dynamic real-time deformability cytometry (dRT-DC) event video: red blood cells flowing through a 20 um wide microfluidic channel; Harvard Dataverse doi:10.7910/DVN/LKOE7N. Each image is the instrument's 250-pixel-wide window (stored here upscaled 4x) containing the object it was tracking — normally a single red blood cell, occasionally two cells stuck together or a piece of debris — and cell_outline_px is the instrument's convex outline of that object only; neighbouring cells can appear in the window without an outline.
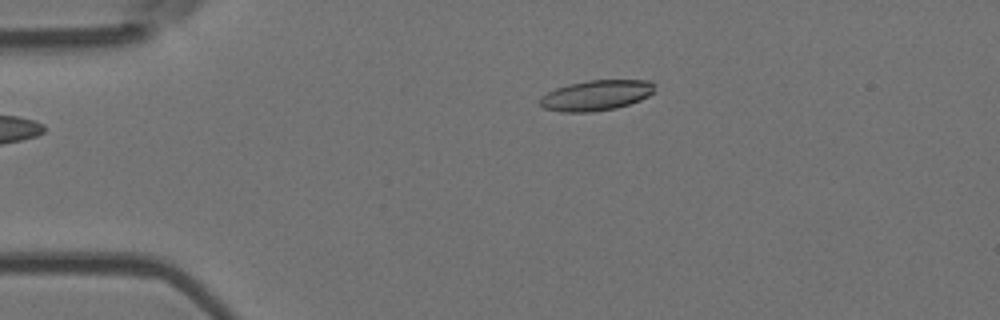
{"species": "Egyptian fruit bat (a non-hibernating species)", "species_latin": "Rousettus aegyptiacus", "temperature_condition": "room temperature", "stored_images_in_passage": 2, "camera_frame_rate_fps": 3000, "um_per_image_px": 0.085, "animal": {"sex": "female"}, "frame": {"image": 1, "passage_image": 1, "time_ms": 0.0, "image_size_px": [1000, 320], "cell_outline_px": [[656, 84], [652, 92], [648, 96], [640, 100], [616, 108], [592, 112], [560, 112], [544, 108], [540, 104], [540, 96], [556, 88], [568, 84], [588, 80], [648, 80]], "centroid_in_image_um": [50.66, 8.1], "position_along_channel_um": 34.3, "area_um2": 20.35}}